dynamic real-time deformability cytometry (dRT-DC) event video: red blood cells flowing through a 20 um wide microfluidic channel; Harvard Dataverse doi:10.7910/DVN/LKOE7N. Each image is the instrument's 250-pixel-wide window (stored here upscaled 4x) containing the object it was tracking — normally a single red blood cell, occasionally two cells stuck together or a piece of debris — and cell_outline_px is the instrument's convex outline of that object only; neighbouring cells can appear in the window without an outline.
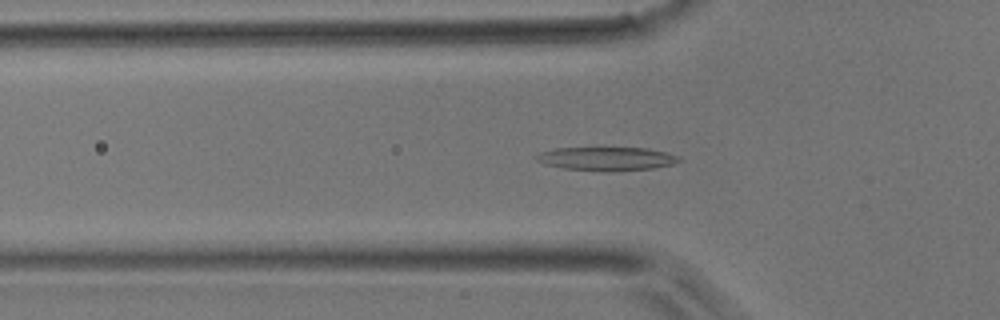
{"species": "common noctule bat (a hibernating species)", "species_latin": "Nyctalus noctula", "temperature_condition": "room temperature", "stored_images_in_passage": 45, "camera_frame_rate_fps": 3000, "um_per_image_px": 0.085, "animal": {"sex": "male", "body_mass_g": 17.9}, "frame": {"image": 1, "passage_image": 13, "time_ms": 4.0, "image_size_px": [1000, 320], "cell_outline_px": [[680, 160], [672, 164], [652, 168], [564, 168], [544, 164], [536, 160], [536, 156], [540, 152], [556, 148], [648, 148], [680, 156]], "centroid_in_image_um": [51.54, 13.43], "position_along_channel_um": 74.3, "area_um2": 18.21}}
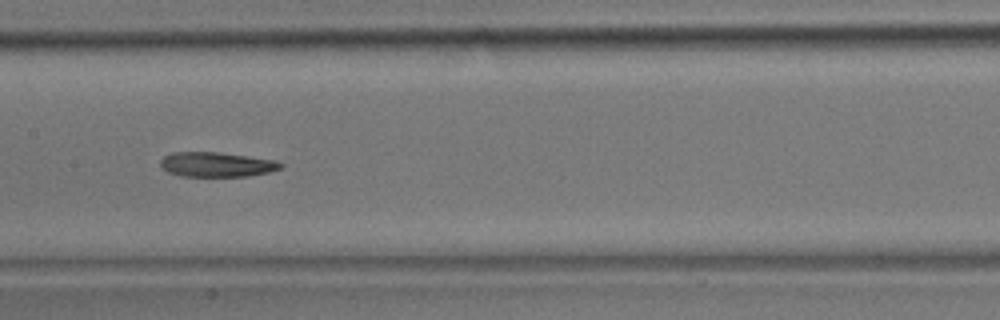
{"frame": {"image": 2, "passage_image": 21, "time_ms": 6.667, "image_size_px": [1000, 320], "cell_outline_px": [[284, 164], [280, 168], [268, 172], [248, 176], [180, 176], [168, 172], [160, 164], [160, 160], [164, 156], [172, 152], [220, 152], [248, 156], [272, 160]], "centroid_in_image_um": [18.37, 13.98], "position_along_channel_um": 189.0, "area_um2": 17.17}}
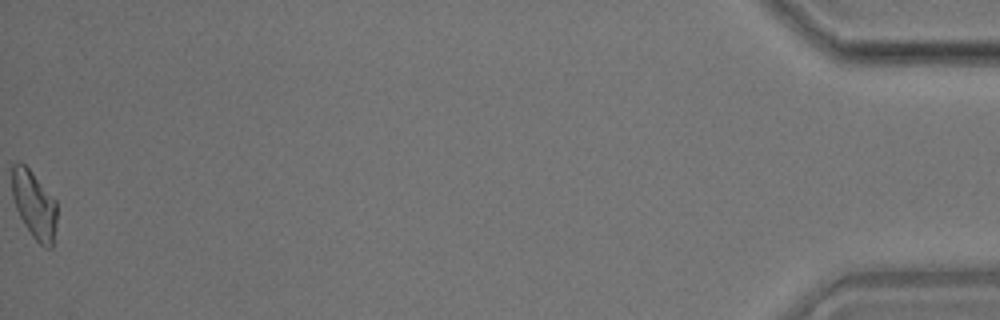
{"frame": {"image": 3, "passage_image": 45, "time_ms": 14.667, "image_size_px": [1000, 320], "cell_outline_px": [[56, 228], [52, 248], [44, 248], [32, 236], [24, 224], [16, 208], [12, 196], [12, 164], [16, 160], [20, 160], [32, 172], [56, 200]], "centroid_in_image_um": [2.9, 17.39], "position_along_channel_um": 432.3, "area_um2": 17.86}}